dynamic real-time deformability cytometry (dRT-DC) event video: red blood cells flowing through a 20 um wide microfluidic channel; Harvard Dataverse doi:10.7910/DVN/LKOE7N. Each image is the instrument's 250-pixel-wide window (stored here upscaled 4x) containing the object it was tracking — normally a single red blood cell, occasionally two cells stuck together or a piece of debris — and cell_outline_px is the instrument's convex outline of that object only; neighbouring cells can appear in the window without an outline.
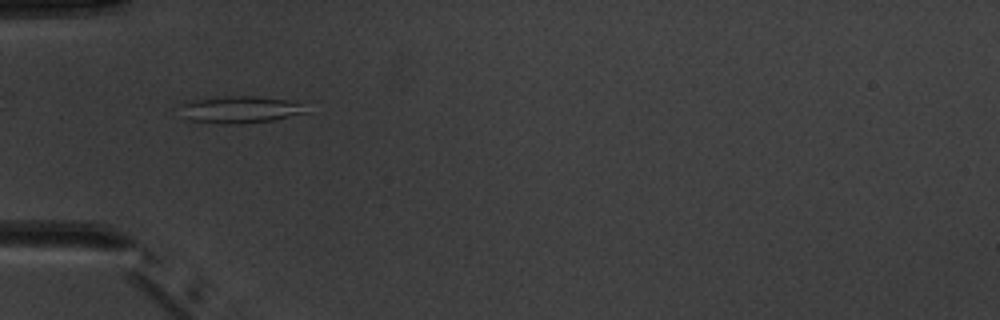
{"species": "common noctule bat (a hibernating species)", "species_latin": "Nyctalus noctula", "temperature_condition": "warm", "stored_images_in_passage": 5, "camera_frame_rate_fps": 3000, "um_per_image_px": 0.085, "animal": {"sex": "male", "body_mass_g": 20.1, "forearm_length_mm": 53.5}, "frame": {"image": 1, "passage_image": 5, "time_ms": 5.0, "image_size_px": [1000, 320], "cell_outline_px": [[312, 112], [272, 120], [240, 124], [224, 124], [188, 120], [184, 116], [184, 104], [192, 100], [224, 96], [252, 96], [288, 100], [300, 104]], "centroid_in_image_um": [20.48, 9.32], "position_along_channel_um": 64.5, "area_um2": 19.54}}